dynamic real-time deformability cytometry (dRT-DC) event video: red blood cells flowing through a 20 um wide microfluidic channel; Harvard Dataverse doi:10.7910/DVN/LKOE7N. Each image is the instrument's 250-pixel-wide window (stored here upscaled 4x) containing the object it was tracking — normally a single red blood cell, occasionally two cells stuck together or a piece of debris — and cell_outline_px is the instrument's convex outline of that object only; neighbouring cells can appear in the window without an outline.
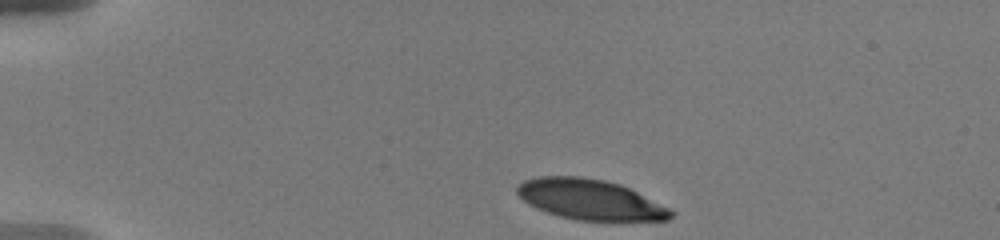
{"species": "human", "species_latin": "Homo sapiens", "temperature_condition": "warm", "stored_images_in_passage": 27, "camera_frame_rate_fps": 3000, "um_per_image_px": 0.085, "donor": {"sex": "male"}, "frame": {"image": 1, "passage_image": 1, "time_ms": 0.0, "image_size_px": [1000, 240], "cell_outline_px": [[676, 212], [668, 220], [576, 220], [560, 216], [536, 208], [528, 204], [516, 192], [516, 188], [524, 180], [540, 176], [580, 176], [604, 180], [620, 184]], "centroid_in_image_um": [50.13, 16.95], "position_along_channel_um": 34.9, "area_um2": 35.66}}
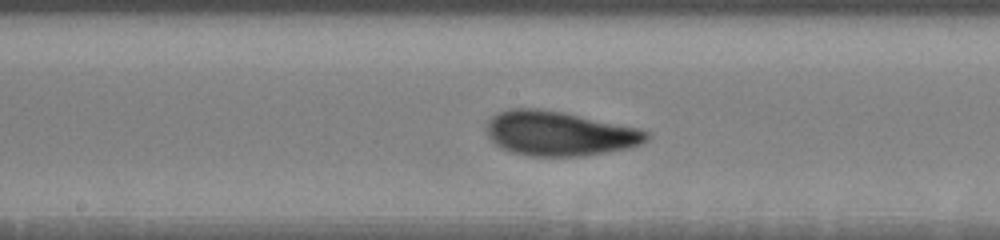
{"frame": {"image": 2, "passage_image": 15, "time_ms": 6.333, "image_size_px": [1000, 240], "cell_outline_px": [[648, 136], [640, 144], [628, 148], [584, 156], [528, 156], [508, 152], [500, 148], [488, 136], [488, 120], [492, 116], [500, 112], [512, 108], [540, 108], [564, 112], [640, 128], [648, 132]], "centroid_in_image_um": [47.52, 11.35], "position_along_channel_um": 200.7, "area_um2": 41.56}}
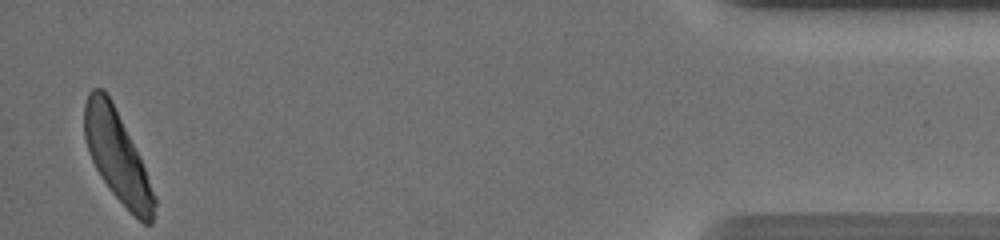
{"frame": {"image": 3, "passage_image": 27, "time_ms": 14.333, "image_size_px": [1000, 240], "cell_outline_px": [[156, 204], [152, 224], [144, 224], [112, 192], [100, 176], [88, 152], [84, 136], [84, 104], [88, 92], [92, 88], [104, 88], [144, 168], [156, 200]], "centroid_in_image_um": [9.92, 13.28], "position_along_channel_um": 425.3, "area_um2": 35.55}, "authors_computed_cell_mechanics": {"area_um2": 40.1132, "velocity_mm_per_s": 3.6576, "shape_relaxation_time_tau1_ms": 3.464, "shape_relaxation_time_tau2_ms": 1.0373, "deformation_change_tau1": 0.1616, "deformation_change_tau2": 0.071}}